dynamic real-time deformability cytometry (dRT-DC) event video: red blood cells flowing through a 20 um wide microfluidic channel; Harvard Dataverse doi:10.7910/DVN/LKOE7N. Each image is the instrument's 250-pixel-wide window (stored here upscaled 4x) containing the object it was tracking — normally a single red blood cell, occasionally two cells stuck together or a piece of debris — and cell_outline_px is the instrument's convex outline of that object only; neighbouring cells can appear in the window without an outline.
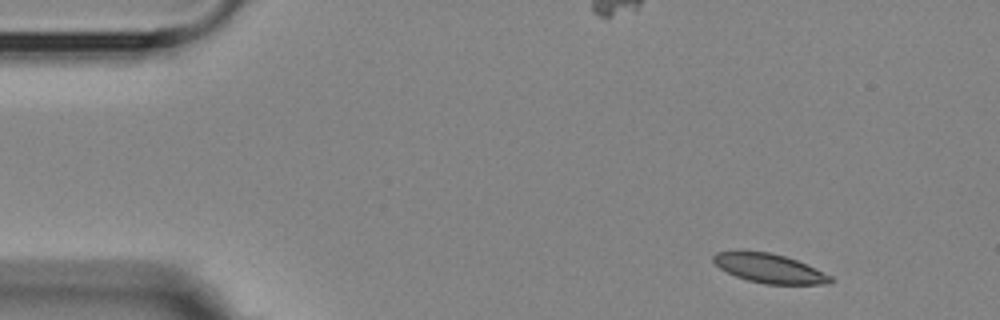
{"species": "Egyptian fruit bat (a non-hibernating species)", "species_latin": "Rousettus aegyptiacus", "temperature_condition": "room temperature", "stored_images_in_passage": 4, "camera_frame_rate_fps": 3000, "um_per_image_px": 0.085, "animal": {"sex": "female"}, "frame": {"image": 1, "passage_image": 1, "time_ms": 0.0, "image_size_px": [1000, 320], "cell_outline_px": [[836, 280], [828, 284], [764, 284], [748, 280], [736, 276], [720, 268], [712, 260], [712, 256], [716, 252], [740, 248], [744, 248], [768, 252], [784, 256], [796, 260], [832, 276]], "centroid_in_image_um": [65.34, 22.77], "position_along_channel_um": 19.7, "area_um2": 20.35}}
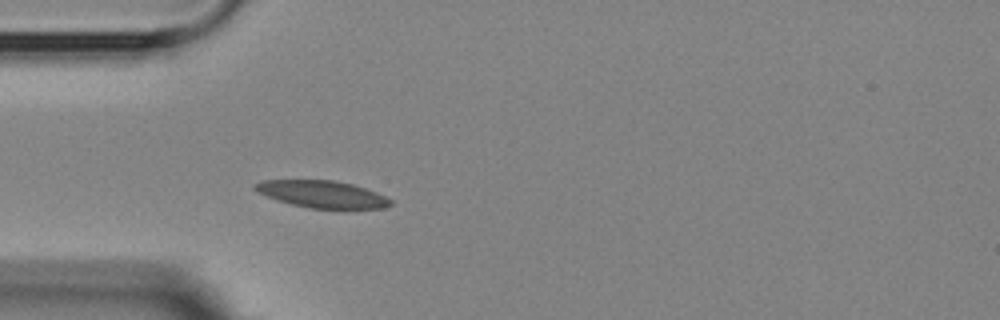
{"frame": {"image": 2, "passage_image": 4, "time_ms": 3.333, "image_size_px": [1000, 320], "cell_outline_px": [[392, 204], [384, 208], [308, 208], [276, 200], [252, 188], [256, 184], [264, 180], [332, 180], [352, 184], [376, 192], [392, 200]], "centroid_in_image_um": [27.39, 16.5], "position_along_channel_um": 57.6, "area_um2": 21.04}}